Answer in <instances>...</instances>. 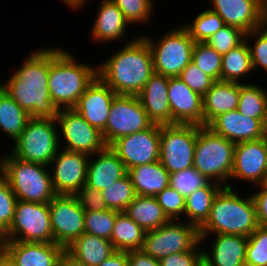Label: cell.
I'll use <instances>...</instances> for the list:
<instances>
[{
	"label": "cell",
	"instance_id": "obj_30",
	"mask_svg": "<svg viewBox=\"0 0 267 266\" xmlns=\"http://www.w3.org/2000/svg\"><path fill=\"white\" fill-rule=\"evenodd\" d=\"M125 213L145 232L155 230L170 221L154 196L137 195Z\"/></svg>",
	"mask_w": 267,
	"mask_h": 266
},
{
	"label": "cell",
	"instance_id": "obj_50",
	"mask_svg": "<svg viewBox=\"0 0 267 266\" xmlns=\"http://www.w3.org/2000/svg\"><path fill=\"white\" fill-rule=\"evenodd\" d=\"M257 187H260V190H256V193L251 195L255 204L257 222L259 226H267V188L263 184L255 188Z\"/></svg>",
	"mask_w": 267,
	"mask_h": 266
},
{
	"label": "cell",
	"instance_id": "obj_16",
	"mask_svg": "<svg viewBox=\"0 0 267 266\" xmlns=\"http://www.w3.org/2000/svg\"><path fill=\"white\" fill-rule=\"evenodd\" d=\"M89 155L59 149L49 164L53 188L57 195H75L85 184ZM53 166V167H52Z\"/></svg>",
	"mask_w": 267,
	"mask_h": 266
},
{
	"label": "cell",
	"instance_id": "obj_28",
	"mask_svg": "<svg viewBox=\"0 0 267 266\" xmlns=\"http://www.w3.org/2000/svg\"><path fill=\"white\" fill-rule=\"evenodd\" d=\"M136 195L156 196L170 183V173L160 161L138 165L128 170Z\"/></svg>",
	"mask_w": 267,
	"mask_h": 266
},
{
	"label": "cell",
	"instance_id": "obj_33",
	"mask_svg": "<svg viewBox=\"0 0 267 266\" xmlns=\"http://www.w3.org/2000/svg\"><path fill=\"white\" fill-rule=\"evenodd\" d=\"M253 72L248 43L245 40L236 48L222 55L221 80L244 83L242 79Z\"/></svg>",
	"mask_w": 267,
	"mask_h": 266
},
{
	"label": "cell",
	"instance_id": "obj_36",
	"mask_svg": "<svg viewBox=\"0 0 267 266\" xmlns=\"http://www.w3.org/2000/svg\"><path fill=\"white\" fill-rule=\"evenodd\" d=\"M187 23L182 26L195 42H206L219 29L226 26L223 19L209 8L202 10L192 22Z\"/></svg>",
	"mask_w": 267,
	"mask_h": 266
},
{
	"label": "cell",
	"instance_id": "obj_46",
	"mask_svg": "<svg viewBox=\"0 0 267 266\" xmlns=\"http://www.w3.org/2000/svg\"><path fill=\"white\" fill-rule=\"evenodd\" d=\"M155 199L170 220H180L184 216L185 197L170 185L159 192Z\"/></svg>",
	"mask_w": 267,
	"mask_h": 266
},
{
	"label": "cell",
	"instance_id": "obj_14",
	"mask_svg": "<svg viewBox=\"0 0 267 266\" xmlns=\"http://www.w3.org/2000/svg\"><path fill=\"white\" fill-rule=\"evenodd\" d=\"M161 125L118 138L110 147L118 155L127 171L138 165L159 161Z\"/></svg>",
	"mask_w": 267,
	"mask_h": 266
},
{
	"label": "cell",
	"instance_id": "obj_1",
	"mask_svg": "<svg viewBox=\"0 0 267 266\" xmlns=\"http://www.w3.org/2000/svg\"><path fill=\"white\" fill-rule=\"evenodd\" d=\"M49 47L32 51L19 69L0 87L29 118L56 119L58 109L53 104L49 87Z\"/></svg>",
	"mask_w": 267,
	"mask_h": 266
},
{
	"label": "cell",
	"instance_id": "obj_32",
	"mask_svg": "<svg viewBox=\"0 0 267 266\" xmlns=\"http://www.w3.org/2000/svg\"><path fill=\"white\" fill-rule=\"evenodd\" d=\"M145 233L125 212H118L110 241L118 251L138 250L143 247Z\"/></svg>",
	"mask_w": 267,
	"mask_h": 266
},
{
	"label": "cell",
	"instance_id": "obj_52",
	"mask_svg": "<svg viewBox=\"0 0 267 266\" xmlns=\"http://www.w3.org/2000/svg\"><path fill=\"white\" fill-rule=\"evenodd\" d=\"M99 266H129L127 252L116 250Z\"/></svg>",
	"mask_w": 267,
	"mask_h": 266
},
{
	"label": "cell",
	"instance_id": "obj_5",
	"mask_svg": "<svg viewBox=\"0 0 267 266\" xmlns=\"http://www.w3.org/2000/svg\"><path fill=\"white\" fill-rule=\"evenodd\" d=\"M3 155L0 174L8 181L18 200L49 203L57 195L49 166L19 160L10 152Z\"/></svg>",
	"mask_w": 267,
	"mask_h": 266
},
{
	"label": "cell",
	"instance_id": "obj_44",
	"mask_svg": "<svg viewBox=\"0 0 267 266\" xmlns=\"http://www.w3.org/2000/svg\"><path fill=\"white\" fill-rule=\"evenodd\" d=\"M250 37L254 38V44L250 45ZM249 39V40H248ZM245 40L248 43L253 71L264 70L267 72V22L260 28L246 33ZM260 68V69H259Z\"/></svg>",
	"mask_w": 267,
	"mask_h": 266
},
{
	"label": "cell",
	"instance_id": "obj_55",
	"mask_svg": "<svg viewBox=\"0 0 267 266\" xmlns=\"http://www.w3.org/2000/svg\"><path fill=\"white\" fill-rule=\"evenodd\" d=\"M6 255V240L0 235V261Z\"/></svg>",
	"mask_w": 267,
	"mask_h": 266
},
{
	"label": "cell",
	"instance_id": "obj_59",
	"mask_svg": "<svg viewBox=\"0 0 267 266\" xmlns=\"http://www.w3.org/2000/svg\"><path fill=\"white\" fill-rule=\"evenodd\" d=\"M263 185L267 188V175H266V177H265V180H264V182H263Z\"/></svg>",
	"mask_w": 267,
	"mask_h": 266
},
{
	"label": "cell",
	"instance_id": "obj_38",
	"mask_svg": "<svg viewBox=\"0 0 267 266\" xmlns=\"http://www.w3.org/2000/svg\"><path fill=\"white\" fill-rule=\"evenodd\" d=\"M192 62L215 81L221 80L222 54L216 52L206 42H195Z\"/></svg>",
	"mask_w": 267,
	"mask_h": 266
},
{
	"label": "cell",
	"instance_id": "obj_9",
	"mask_svg": "<svg viewBox=\"0 0 267 266\" xmlns=\"http://www.w3.org/2000/svg\"><path fill=\"white\" fill-rule=\"evenodd\" d=\"M201 242L199 228L181 220H170L147 231L142 250L158 261L170 254L192 251Z\"/></svg>",
	"mask_w": 267,
	"mask_h": 266
},
{
	"label": "cell",
	"instance_id": "obj_35",
	"mask_svg": "<svg viewBox=\"0 0 267 266\" xmlns=\"http://www.w3.org/2000/svg\"><path fill=\"white\" fill-rule=\"evenodd\" d=\"M237 110L244 116L260 119L267 125V91L256 83H240Z\"/></svg>",
	"mask_w": 267,
	"mask_h": 266
},
{
	"label": "cell",
	"instance_id": "obj_21",
	"mask_svg": "<svg viewBox=\"0 0 267 266\" xmlns=\"http://www.w3.org/2000/svg\"><path fill=\"white\" fill-rule=\"evenodd\" d=\"M207 127L235 144L264 138L267 131L260 119L244 116L237 109L218 115Z\"/></svg>",
	"mask_w": 267,
	"mask_h": 266
},
{
	"label": "cell",
	"instance_id": "obj_24",
	"mask_svg": "<svg viewBox=\"0 0 267 266\" xmlns=\"http://www.w3.org/2000/svg\"><path fill=\"white\" fill-rule=\"evenodd\" d=\"M167 76L154 73L137 95L148 118L155 124H172Z\"/></svg>",
	"mask_w": 267,
	"mask_h": 266
},
{
	"label": "cell",
	"instance_id": "obj_39",
	"mask_svg": "<svg viewBox=\"0 0 267 266\" xmlns=\"http://www.w3.org/2000/svg\"><path fill=\"white\" fill-rule=\"evenodd\" d=\"M118 211H88L84 216V232L110 241Z\"/></svg>",
	"mask_w": 267,
	"mask_h": 266
},
{
	"label": "cell",
	"instance_id": "obj_18",
	"mask_svg": "<svg viewBox=\"0 0 267 266\" xmlns=\"http://www.w3.org/2000/svg\"><path fill=\"white\" fill-rule=\"evenodd\" d=\"M267 150L265 137L235 145L231 179H241L252 185H262L266 177Z\"/></svg>",
	"mask_w": 267,
	"mask_h": 266
},
{
	"label": "cell",
	"instance_id": "obj_23",
	"mask_svg": "<svg viewBox=\"0 0 267 266\" xmlns=\"http://www.w3.org/2000/svg\"><path fill=\"white\" fill-rule=\"evenodd\" d=\"M127 174L128 171L123 162L111 147L107 146L89 157L85 185L101 191Z\"/></svg>",
	"mask_w": 267,
	"mask_h": 266
},
{
	"label": "cell",
	"instance_id": "obj_15",
	"mask_svg": "<svg viewBox=\"0 0 267 266\" xmlns=\"http://www.w3.org/2000/svg\"><path fill=\"white\" fill-rule=\"evenodd\" d=\"M48 206L53 242L65 249L84 233L85 211L74 195H56Z\"/></svg>",
	"mask_w": 267,
	"mask_h": 266
},
{
	"label": "cell",
	"instance_id": "obj_29",
	"mask_svg": "<svg viewBox=\"0 0 267 266\" xmlns=\"http://www.w3.org/2000/svg\"><path fill=\"white\" fill-rule=\"evenodd\" d=\"M65 251L82 263L99 266L116 250L111 241L84 232Z\"/></svg>",
	"mask_w": 267,
	"mask_h": 266
},
{
	"label": "cell",
	"instance_id": "obj_6",
	"mask_svg": "<svg viewBox=\"0 0 267 266\" xmlns=\"http://www.w3.org/2000/svg\"><path fill=\"white\" fill-rule=\"evenodd\" d=\"M235 145L209 127L197 125L193 167L209 181L229 187Z\"/></svg>",
	"mask_w": 267,
	"mask_h": 266
},
{
	"label": "cell",
	"instance_id": "obj_20",
	"mask_svg": "<svg viewBox=\"0 0 267 266\" xmlns=\"http://www.w3.org/2000/svg\"><path fill=\"white\" fill-rule=\"evenodd\" d=\"M168 100L172 124L203 126V97L192 91L179 77H170Z\"/></svg>",
	"mask_w": 267,
	"mask_h": 266
},
{
	"label": "cell",
	"instance_id": "obj_45",
	"mask_svg": "<svg viewBox=\"0 0 267 266\" xmlns=\"http://www.w3.org/2000/svg\"><path fill=\"white\" fill-rule=\"evenodd\" d=\"M17 201L8 181L0 174V235L10 228Z\"/></svg>",
	"mask_w": 267,
	"mask_h": 266
},
{
	"label": "cell",
	"instance_id": "obj_12",
	"mask_svg": "<svg viewBox=\"0 0 267 266\" xmlns=\"http://www.w3.org/2000/svg\"><path fill=\"white\" fill-rule=\"evenodd\" d=\"M152 124L138 96L116 95L102 135L110 147L118 138L143 131Z\"/></svg>",
	"mask_w": 267,
	"mask_h": 266
},
{
	"label": "cell",
	"instance_id": "obj_8",
	"mask_svg": "<svg viewBox=\"0 0 267 266\" xmlns=\"http://www.w3.org/2000/svg\"><path fill=\"white\" fill-rule=\"evenodd\" d=\"M148 43L153 57L154 72L167 77H179L192 61L195 41L182 26L171 28L158 40L141 35Z\"/></svg>",
	"mask_w": 267,
	"mask_h": 266
},
{
	"label": "cell",
	"instance_id": "obj_42",
	"mask_svg": "<svg viewBox=\"0 0 267 266\" xmlns=\"http://www.w3.org/2000/svg\"><path fill=\"white\" fill-rule=\"evenodd\" d=\"M210 181L200 174L194 167L170 173L169 185L185 198L195 190L206 186Z\"/></svg>",
	"mask_w": 267,
	"mask_h": 266
},
{
	"label": "cell",
	"instance_id": "obj_37",
	"mask_svg": "<svg viewBox=\"0 0 267 266\" xmlns=\"http://www.w3.org/2000/svg\"><path fill=\"white\" fill-rule=\"evenodd\" d=\"M107 209L125 212L128 205L137 196L132 181L127 174L108 188L101 190Z\"/></svg>",
	"mask_w": 267,
	"mask_h": 266
},
{
	"label": "cell",
	"instance_id": "obj_58",
	"mask_svg": "<svg viewBox=\"0 0 267 266\" xmlns=\"http://www.w3.org/2000/svg\"><path fill=\"white\" fill-rule=\"evenodd\" d=\"M265 144H266V150H267V131H266V134H265ZM266 175H267V169H266Z\"/></svg>",
	"mask_w": 267,
	"mask_h": 266
},
{
	"label": "cell",
	"instance_id": "obj_56",
	"mask_svg": "<svg viewBox=\"0 0 267 266\" xmlns=\"http://www.w3.org/2000/svg\"><path fill=\"white\" fill-rule=\"evenodd\" d=\"M0 266H16L11 259L5 255L4 258L0 261Z\"/></svg>",
	"mask_w": 267,
	"mask_h": 266
},
{
	"label": "cell",
	"instance_id": "obj_22",
	"mask_svg": "<svg viewBox=\"0 0 267 266\" xmlns=\"http://www.w3.org/2000/svg\"><path fill=\"white\" fill-rule=\"evenodd\" d=\"M64 250L54 242L6 241V255L16 266H57Z\"/></svg>",
	"mask_w": 267,
	"mask_h": 266
},
{
	"label": "cell",
	"instance_id": "obj_51",
	"mask_svg": "<svg viewBox=\"0 0 267 266\" xmlns=\"http://www.w3.org/2000/svg\"><path fill=\"white\" fill-rule=\"evenodd\" d=\"M129 266H161L157 259L146 254L142 249L127 252Z\"/></svg>",
	"mask_w": 267,
	"mask_h": 266
},
{
	"label": "cell",
	"instance_id": "obj_34",
	"mask_svg": "<svg viewBox=\"0 0 267 266\" xmlns=\"http://www.w3.org/2000/svg\"><path fill=\"white\" fill-rule=\"evenodd\" d=\"M29 119V115L0 87V130L14 143Z\"/></svg>",
	"mask_w": 267,
	"mask_h": 266
},
{
	"label": "cell",
	"instance_id": "obj_2",
	"mask_svg": "<svg viewBox=\"0 0 267 266\" xmlns=\"http://www.w3.org/2000/svg\"><path fill=\"white\" fill-rule=\"evenodd\" d=\"M97 66V76L117 95H138L155 73L151 49L138 34Z\"/></svg>",
	"mask_w": 267,
	"mask_h": 266
},
{
	"label": "cell",
	"instance_id": "obj_40",
	"mask_svg": "<svg viewBox=\"0 0 267 266\" xmlns=\"http://www.w3.org/2000/svg\"><path fill=\"white\" fill-rule=\"evenodd\" d=\"M122 11L125 19L132 24L149 23L154 13L152 0H111Z\"/></svg>",
	"mask_w": 267,
	"mask_h": 266
},
{
	"label": "cell",
	"instance_id": "obj_47",
	"mask_svg": "<svg viewBox=\"0 0 267 266\" xmlns=\"http://www.w3.org/2000/svg\"><path fill=\"white\" fill-rule=\"evenodd\" d=\"M179 78L194 92L203 95L215 80L202 72L192 61L182 70Z\"/></svg>",
	"mask_w": 267,
	"mask_h": 266
},
{
	"label": "cell",
	"instance_id": "obj_27",
	"mask_svg": "<svg viewBox=\"0 0 267 266\" xmlns=\"http://www.w3.org/2000/svg\"><path fill=\"white\" fill-rule=\"evenodd\" d=\"M240 83L218 80L203 95V126L218 115L237 109Z\"/></svg>",
	"mask_w": 267,
	"mask_h": 266
},
{
	"label": "cell",
	"instance_id": "obj_31",
	"mask_svg": "<svg viewBox=\"0 0 267 266\" xmlns=\"http://www.w3.org/2000/svg\"><path fill=\"white\" fill-rule=\"evenodd\" d=\"M223 186L209 182L185 198L184 219L200 228L208 219L213 200ZM186 217V218H185Z\"/></svg>",
	"mask_w": 267,
	"mask_h": 266
},
{
	"label": "cell",
	"instance_id": "obj_3",
	"mask_svg": "<svg viewBox=\"0 0 267 266\" xmlns=\"http://www.w3.org/2000/svg\"><path fill=\"white\" fill-rule=\"evenodd\" d=\"M248 196V197H247ZM257 214L251 194L241 197L232 185L215 196L206 222L199 228L201 243L210 235L229 234L249 237L257 228ZM209 237V238H207Z\"/></svg>",
	"mask_w": 267,
	"mask_h": 266
},
{
	"label": "cell",
	"instance_id": "obj_11",
	"mask_svg": "<svg viewBox=\"0 0 267 266\" xmlns=\"http://www.w3.org/2000/svg\"><path fill=\"white\" fill-rule=\"evenodd\" d=\"M2 237L6 241L53 242L48 203L18 200L12 224Z\"/></svg>",
	"mask_w": 267,
	"mask_h": 266
},
{
	"label": "cell",
	"instance_id": "obj_53",
	"mask_svg": "<svg viewBox=\"0 0 267 266\" xmlns=\"http://www.w3.org/2000/svg\"><path fill=\"white\" fill-rule=\"evenodd\" d=\"M57 266H89V265L74 259L70 254H68L64 250V252L61 254L58 260Z\"/></svg>",
	"mask_w": 267,
	"mask_h": 266
},
{
	"label": "cell",
	"instance_id": "obj_19",
	"mask_svg": "<svg viewBox=\"0 0 267 266\" xmlns=\"http://www.w3.org/2000/svg\"><path fill=\"white\" fill-rule=\"evenodd\" d=\"M117 94L98 76L87 87L73 109L91 126L103 132L112 101Z\"/></svg>",
	"mask_w": 267,
	"mask_h": 266
},
{
	"label": "cell",
	"instance_id": "obj_10",
	"mask_svg": "<svg viewBox=\"0 0 267 266\" xmlns=\"http://www.w3.org/2000/svg\"><path fill=\"white\" fill-rule=\"evenodd\" d=\"M197 125H161L159 161L169 173L193 167Z\"/></svg>",
	"mask_w": 267,
	"mask_h": 266
},
{
	"label": "cell",
	"instance_id": "obj_26",
	"mask_svg": "<svg viewBox=\"0 0 267 266\" xmlns=\"http://www.w3.org/2000/svg\"><path fill=\"white\" fill-rule=\"evenodd\" d=\"M91 31L92 41L96 43H111L125 38L130 23L122 11L111 0H102Z\"/></svg>",
	"mask_w": 267,
	"mask_h": 266
},
{
	"label": "cell",
	"instance_id": "obj_57",
	"mask_svg": "<svg viewBox=\"0 0 267 266\" xmlns=\"http://www.w3.org/2000/svg\"><path fill=\"white\" fill-rule=\"evenodd\" d=\"M197 266H210V265L202 259L201 262Z\"/></svg>",
	"mask_w": 267,
	"mask_h": 266
},
{
	"label": "cell",
	"instance_id": "obj_13",
	"mask_svg": "<svg viewBox=\"0 0 267 266\" xmlns=\"http://www.w3.org/2000/svg\"><path fill=\"white\" fill-rule=\"evenodd\" d=\"M56 121L59 139L66 141L63 149L91 156L107 147L102 132L91 126L73 108L59 109Z\"/></svg>",
	"mask_w": 267,
	"mask_h": 266
},
{
	"label": "cell",
	"instance_id": "obj_43",
	"mask_svg": "<svg viewBox=\"0 0 267 266\" xmlns=\"http://www.w3.org/2000/svg\"><path fill=\"white\" fill-rule=\"evenodd\" d=\"M246 32L235 26H224L213 34L206 43L220 54L228 53L245 41Z\"/></svg>",
	"mask_w": 267,
	"mask_h": 266
},
{
	"label": "cell",
	"instance_id": "obj_25",
	"mask_svg": "<svg viewBox=\"0 0 267 266\" xmlns=\"http://www.w3.org/2000/svg\"><path fill=\"white\" fill-rule=\"evenodd\" d=\"M214 236V240L211 239V251L203 248L204 261L210 266H245L247 236L229 234Z\"/></svg>",
	"mask_w": 267,
	"mask_h": 266
},
{
	"label": "cell",
	"instance_id": "obj_48",
	"mask_svg": "<svg viewBox=\"0 0 267 266\" xmlns=\"http://www.w3.org/2000/svg\"><path fill=\"white\" fill-rule=\"evenodd\" d=\"M80 205V207L85 211H101L106 210L107 205L101 191L88 187L84 185L75 195H74Z\"/></svg>",
	"mask_w": 267,
	"mask_h": 266
},
{
	"label": "cell",
	"instance_id": "obj_54",
	"mask_svg": "<svg viewBox=\"0 0 267 266\" xmlns=\"http://www.w3.org/2000/svg\"><path fill=\"white\" fill-rule=\"evenodd\" d=\"M89 0H65L64 4L72 10L78 11L80 10L83 6L85 7V4L88 3Z\"/></svg>",
	"mask_w": 267,
	"mask_h": 266
},
{
	"label": "cell",
	"instance_id": "obj_7",
	"mask_svg": "<svg viewBox=\"0 0 267 266\" xmlns=\"http://www.w3.org/2000/svg\"><path fill=\"white\" fill-rule=\"evenodd\" d=\"M56 119L30 118L11 154L19 160L49 166L62 146Z\"/></svg>",
	"mask_w": 267,
	"mask_h": 266
},
{
	"label": "cell",
	"instance_id": "obj_17",
	"mask_svg": "<svg viewBox=\"0 0 267 266\" xmlns=\"http://www.w3.org/2000/svg\"><path fill=\"white\" fill-rule=\"evenodd\" d=\"M210 10L217 13L225 25L246 33L267 22V0H210Z\"/></svg>",
	"mask_w": 267,
	"mask_h": 266
},
{
	"label": "cell",
	"instance_id": "obj_41",
	"mask_svg": "<svg viewBox=\"0 0 267 266\" xmlns=\"http://www.w3.org/2000/svg\"><path fill=\"white\" fill-rule=\"evenodd\" d=\"M245 266H267V226H259L248 237Z\"/></svg>",
	"mask_w": 267,
	"mask_h": 266
},
{
	"label": "cell",
	"instance_id": "obj_49",
	"mask_svg": "<svg viewBox=\"0 0 267 266\" xmlns=\"http://www.w3.org/2000/svg\"><path fill=\"white\" fill-rule=\"evenodd\" d=\"M201 244V246H200ZM203 245L200 242L192 251L170 254L159 260L161 266H197L203 259Z\"/></svg>",
	"mask_w": 267,
	"mask_h": 266
},
{
	"label": "cell",
	"instance_id": "obj_4",
	"mask_svg": "<svg viewBox=\"0 0 267 266\" xmlns=\"http://www.w3.org/2000/svg\"><path fill=\"white\" fill-rule=\"evenodd\" d=\"M65 49L49 47L48 87L57 109H71L97 77V66L81 63Z\"/></svg>",
	"mask_w": 267,
	"mask_h": 266
}]
</instances>
